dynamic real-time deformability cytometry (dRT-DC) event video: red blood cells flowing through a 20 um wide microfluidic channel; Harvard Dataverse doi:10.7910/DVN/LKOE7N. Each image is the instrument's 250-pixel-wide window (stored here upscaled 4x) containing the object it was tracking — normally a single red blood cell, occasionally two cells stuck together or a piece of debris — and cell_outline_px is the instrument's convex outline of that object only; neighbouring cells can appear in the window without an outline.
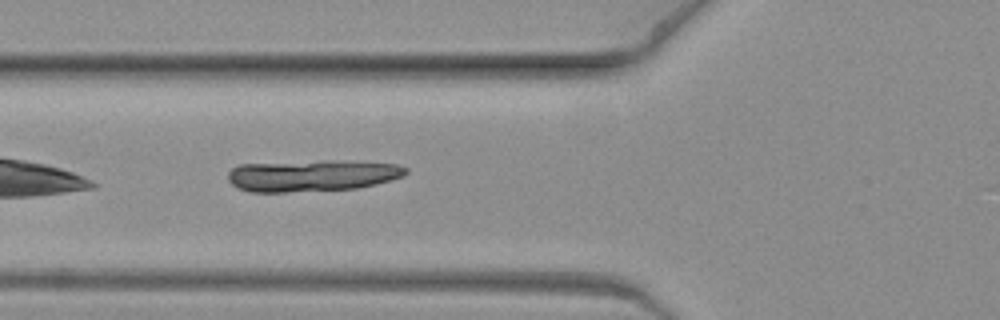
{"species": "common noctule bat (a hibernating species)", "species_latin": "Nyctalus noctula", "temperature_condition": "warm", "stored_images_in_passage": 9, "camera_frame_rate_fps": 3000, "um_per_image_px": 0.085, "animal": {"sex": "female", "body_mass_g": 19.3, "forearm_length_mm": 54.1}, "frame": {"image": 1, "passage_image": 9, "time_ms": 2.667, "image_size_px": [1000, 320], "cell_outline_px": [[408, 172], [400, 176], [376, 184], [356, 188], [288, 192], [248, 192], [236, 188], [228, 180], [228, 172], [232, 168], [240, 164], [324, 160], [332, 160], [396, 164], [408, 168]], "centroid_in_image_um": [26.45, 14.92], "position_along_channel_um": 99.4, "area_um2": 32.71}}